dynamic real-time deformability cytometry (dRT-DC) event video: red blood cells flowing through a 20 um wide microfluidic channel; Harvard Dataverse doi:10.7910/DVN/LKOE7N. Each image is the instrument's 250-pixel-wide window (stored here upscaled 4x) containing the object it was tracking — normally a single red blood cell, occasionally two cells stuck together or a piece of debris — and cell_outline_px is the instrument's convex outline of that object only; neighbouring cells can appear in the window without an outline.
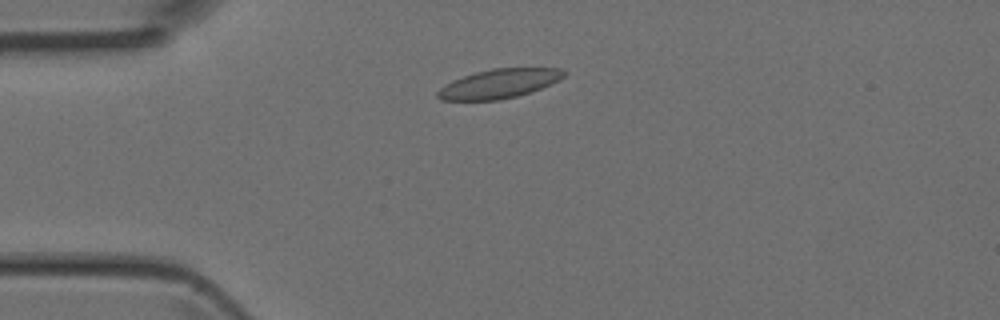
{"species": "Egyptian fruit bat (a non-hibernating species)", "species_latin": "Rousettus aegyptiacus", "temperature_condition": "room temperature", "stored_images_in_passage": 3, "camera_frame_rate_fps": 3000, "um_per_image_px": 0.085, "animal": {"sex": "female"}, "frame": {"image": 1, "passage_image": 2, "time_ms": 0.333, "image_size_px": [1000, 320], "cell_outline_px": [[568, 72], [560, 80], [552, 84], [516, 96], [500, 100], [440, 100], [436, 96], [436, 92], [444, 84], [452, 80], [476, 72], [492, 68], [560, 68]], "centroid_in_image_um": [42.41, 7.11], "position_along_channel_um": 42.6, "area_um2": 21.5}}